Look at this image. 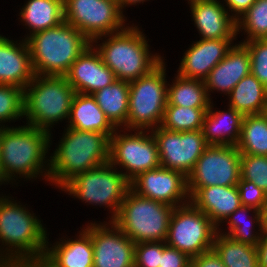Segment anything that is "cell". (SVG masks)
<instances>
[{
  "mask_svg": "<svg viewBox=\"0 0 267 267\" xmlns=\"http://www.w3.org/2000/svg\"><path fill=\"white\" fill-rule=\"evenodd\" d=\"M13 202L6 196L0 197V242L7 246L0 250V267L43 259L47 247V232L41 221Z\"/></svg>",
  "mask_w": 267,
  "mask_h": 267,
  "instance_id": "6da1fadb",
  "label": "cell"
},
{
  "mask_svg": "<svg viewBox=\"0 0 267 267\" xmlns=\"http://www.w3.org/2000/svg\"><path fill=\"white\" fill-rule=\"evenodd\" d=\"M50 139L51 133L29 125L3 127L0 137V184L15 180L12 178L16 177L15 174L32 179L44 170L42 176L47 177L48 181L49 162L44 158L50 148ZM44 163H48L46 169Z\"/></svg>",
  "mask_w": 267,
  "mask_h": 267,
  "instance_id": "7a4b0ae2",
  "label": "cell"
},
{
  "mask_svg": "<svg viewBox=\"0 0 267 267\" xmlns=\"http://www.w3.org/2000/svg\"><path fill=\"white\" fill-rule=\"evenodd\" d=\"M50 158L48 181L61 189L75 175L109 162L110 136L67 127Z\"/></svg>",
  "mask_w": 267,
  "mask_h": 267,
  "instance_id": "3957f363",
  "label": "cell"
},
{
  "mask_svg": "<svg viewBox=\"0 0 267 267\" xmlns=\"http://www.w3.org/2000/svg\"><path fill=\"white\" fill-rule=\"evenodd\" d=\"M25 39L34 73L42 76H65L73 62L91 44L66 21Z\"/></svg>",
  "mask_w": 267,
  "mask_h": 267,
  "instance_id": "277c9868",
  "label": "cell"
},
{
  "mask_svg": "<svg viewBox=\"0 0 267 267\" xmlns=\"http://www.w3.org/2000/svg\"><path fill=\"white\" fill-rule=\"evenodd\" d=\"M137 26L108 34V39L98 44L103 63L114 73L116 80L131 82L148 74L163 59L149 52L148 41ZM152 55V56H151Z\"/></svg>",
  "mask_w": 267,
  "mask_h": 267,
  "instance_id": "5b68a950",
  "label": "cell"
},
{
  "mask_svg": "<svg viewBox=\"0 0 267 267\" xmlns=\"http://www.w3.org/2000/svg\"><path fill=\"white\" fill-rule=\"evenodd\" d=\"M75 94L65 76L35 75L24 88L26 124L50 133L51 125L69 119Z\"/></svg>",
  "mask_w": 267,
  "mask_h": 267,
  "instance_id": "8992f818",
  "label": "cell"
},
{
  "mask_svg": "<svg viewBox=\"0 0 267 267\" xmlns=\"http://www.w3.org/2000/svg\"><path fill=\"white\" fill-rule=\"evenodd\" d=\"M173 209V206L139 196L129 189L113 222L135 244L164 242Z\"/></svg>",
  "mask_w": 267,
  "mask_h": 267,
  "instance_id": "52a82bcc",
  "label": "cell"
},
{
  "mask_svg": "<svg viewBox=\"0 0 267 267\" xmlns=\"http://www.w3.org/2000/svg\"><path fill=\"white\" fill-rule=\"evenodd\" d=\"M165 72L162 60L148 74L129 82L127 131L149 130L161 125L168 92Z\"/></svg>",
  "mask_w": 267,
  "mask_h": 267,
  "instance_id": "ba28073f",
  "label": "cell"
},
{
  "mask_svg": "<svg viewBox=\"0 0 267 267\" xmlns=\"http://www.w3.org/2000/svg\"><path fill=\"white\" fill-rule=\"evenodd\" d=\"M113 168L109 162L105 163L75 175L61 188L85 203L111 208L113 212L110 220L113 221L130 189V182L123 172H117V168Z\"/></svg>",
  "mask_w": 267,
  "mask_h": 267,
  "instance_id": "9c48e42d",
  "label": "cell"
},
{
  "mask_svg": "<svg viewBox=\"0 0 267 267\" xmlns=\"http://www.w3.org/2000/svg\"><path fill=\"white\" fill-rule=\"evenodd\" d=\"M218 228L191 202L174 207L165 243L190 258L212 249Z\"/></svg>",
  "mask_w": 267,
  "mask_h": 267,
  "instance_id": "30bf717a",
  "label": "cell"
},
{
  "mask_svg": "<svg viewBox=\"0 0 267 267\" xmlns=\"http://www.w3.org/2000/svg\"><path fill=\"white\" fill-rule=\"evenodd\" d=\"M122 12L117 0H64V21L92 44L125 28Z\"/></svg>",
  "mask_w": 267,
  "mask_h": 267,
  "instance_id": "8fae6325",
  "label": "cell"
},
{
  "mask_svg": "<svg viewBox=\"0 0 267 267\" xmlns=\"http://www.w3.org/2000/svg\"><path fill=\"white\" fill-rule=\"evenodd\" d=\"M148 132L147 134H145ZM150 130H139L135 134L114 132L110 137V159L113 167L126 170L123 174L131 182L139 174L161 166L155 138ZM127 134V135H126Z\"/></svg>",
  "mask_w": 267,
  "mask_h": 267,
  "instance_id": "7c38bea8",
  "label": "cell"
},
{
  "mask_svg": "<svg viewBox=\"0 0 267 267\" xmlns=\"http://www.w3.org/2000/svg\"><path fill=\"white\" fill-rule=\"evenodd\" d=\"M240 158L236 145H209L187 176V188L237 185Z\"/></svg>",
  "mask_w": 267,
  "mask_h": 267,
  "instance_id": "4fadbf2b",
  "label": "cell"
},
{
  "mask_svg": "<svg viewBox=\"0 0 267 267\" xmlns=\"http://www.w3.org/2000/svg\"><path fill=\"white\" fill-rule=\"evenodd\" d=\"M162 167L182 172L186 177L209 146L202 129L174 132L158 126L152 129Z\"/></svg>",
  "mask_w": 267,
  "mask_h": 267,
  "instance_id": "5bb4252c",
  "label": "cell"
},
{
  "mask_svg": "<svg viewBox=\"0 0 267 267\" xmlns=\"http://www.w3.org/2000/svg\"><path fill=\"white\" fill-rule=\"evenodd\" d=\"M91 223L84 229L91 235L93 267H131L134 265L135 243L113 222Z\"/></svg>",
  "mask_w": 267,
  "mask_h": 267,
  "instance_id": "9a60e30c",
  "label": "cell"
},
{
  "mask_svg": "<svg viewBox=\"0 0 267 267\" xmlns=\"http://www.w3.org/2000/svg\"><path fill=\"white\" fill-rule=\"evenodd\" d=\"M130 189L139 196L173 207L190 202L187 177L182 172L162 166L139 174L130 182Z\"/></svg>",
  "mask_w": 267,
  "mask_h": 267,
  "instance_id": "2e32d148",
  "label": "cell"
},
{
  "mask_svg": "<svg viewBox=\"0 0 267 267\" xmlns=\"http://www.w3.org/2000/svg\"><path fill=\"white\" fill-rule=\"evenodd\" d=\"M94 46L97 45L86 47L65 75L76 93L92 95L116 80L113 71L103 63Z\"/></svg>",
  "mask_w": 267,
  "mask_h": 267,
  "instance_id": "e0dca14e",
  "label": "cell"
},
{
  "mask_svg": "<svg viewBox=\"0 0 267 267\" xmlns=\"http://www.w3.org/2000/svg\"><path fill=\"white\" fill-rule=\"evenodd\" d=\"M233 39H200L186 50L177 71L179 76L204 81L226 56Z\"/></svg>",
  "mask_w": 267,
  "mask_h": 267,
  "instance_id": "ac0fdd59",
  "label": "cell"
},
{
  "mask_svg": "<svg viewBox=\"0 0 267 267\" xmlns=\"http://www.w3.org/2000/svg\"><path fill=\"white\" fill-rule=\"evenodd\" d=\"M249 73H251V61L247 47L242 42L233 45L204 80L209 98V93L213 90L229 95L236 84Z\"/></svg>",
  "mask_w": 267,
  "mask_h": 267,
  "instance_id": "d6986e66",
  "label": "cell"
},
{
  "mask_svg": "<svg viewBox=\"0 0 267 267\" xmlns=\"http://www.w3.org/2000/svg\"><path fill=\"white\" fill-rule=\"evenodd\" d=\"M190 202L219 228L220 223L242 204L237 185L188 188Z\"/></svg>",
  "mask_w": 267,
  "mask_h": 267,
  "instance_id": "ffe728a7",
  "label": "cell"
},
{
  "mask_svg": "<svg viewBox=\"0 0 267 267\" xmlns=\"http://www.w3.org/2000/svg\"><path fill=\"white\" fill-rule=\"evenodd\" d=\"M34 76L26 39L16 44L13 40L0 35V84L24 89Z\"/></svg>",
  "mask_w": 267,
  "mask_h": 267,
  "instance_id": "44dd1931",
  "label": "cell"
},
{
  "mask_svg": "<svg viewBox=\"0 0 267 267\" xmlns=\"http://www.w3.org/2000/svg\"><path fill=\"white\" fill-rule=\"evenodd\" d=\"M193 21L200 39H234L237 22L219 1H201L190 4Z\"/></svg>",
  "mask_w": 267,
  "mask_h": 267,
  "instance_id": "7402d4cb",
  "label": "cell"
},
{
  "mask_svg": "<svg viewBox=\"0 0 267 267\" xmlns=\"http://www.w3.org/2000/svg\"><path fill=\"white\" fill-rule=\"evenodd\" d=\"M60 241L49 248L47 240L43 260L50 267H93L92 239L85 229L74 240Z\"/></svg>",
  "mask_w": 267,
  "mask_h": 267,
  "instance_id": "603a6c76",
  "label": "cell"
},
{
  "mask_svg": "<svg viewBox=\"0 0 267 267\" xmlns=\"http://www.w3.org/2000/svg\"><path fill=\"white\" fill-rule=\"evenodd\" d=\"M210 104L202 126L203 136L208 145H236L244 115L229 106L228 111H213Z\"/></svg>",
  "mask_w": 267,
  "mask_h": 267,
  "instance_id": "cb8c5ba5",
  "label": "cell"
},
{
  "mask_svg": "<svg viewBox=\"0 0 267 267\" xmlns=\"http://www.w3.org/2000/svg\"><path fill=\"white\" fill-rule=\"evenodd\" d=\"M68 127L79 131L99 132L110 137L116 129L90 94L76 93L71 104Z\"/></svg>",
  "mask_w": 267,
  "mask_h": 267,
  "instance_id": "d4e9b609",
  "label": "cell"
},
{
  "mask_svg": "<svg viewBox=\"0 0 267 267\" xmlns=\"http://www.w3.org/2000/svg\"><path fill=\"white\" fill-rule=\"evenodd\" d=\"M228 96L229 106L243 115L267 112V87L252 73L243 77Z\"/></svg>",
  "mask_w": 267,
  "mask_h": 267,
  "instance_id": "484cf974",
  "label": "cell"
},
{
  "mask_svg": "<svg viewBox=\"0 0 267 267\" xmlns=\"http://www.w3.org/2000/svg\"><path fill=\"white\" fill-rule=\"evenodd\" d=\"M106 118L116 128L127 129L129 112V82L115 80L111 85L92 94Z\"/></svg>",
  "mask_w": 267,
  "mask_h": 267,
  "instance_id": "4316f807",
  "label": "cell"
},
{
  "mask_svg": "<svg viewBox=\"0 0 267 267\" xmlns=\"http://www.w3.org/2000/svg\"><path fill=\"white\" fill-rule=\"evenodd\" d=\"M30 36L64 22V0H28L20 12Z\"/></svg>",
  "mask_w": 267,
  "mask_h": 267,
  "instance_id": "83f0119b",
  "label": "cell"
},
{
  "mask_svg": "<svg viewBox=\"0 0 267 267\" xmlns=\"http://www.w3.org/2000/svg\"><path fill=\"white\" fill-rule=\"evenodd\" d=\"M212 249L226 267H259L257 247L217 231Z\"/></svg>",
  "mask_w": 267,
  "mask_h": 267,
  "instance_id": "f1b7e54d",
  "label": "cell"
},
{
  "mask_svg": "<svg viewBox=\"0 0 267 267\" xmlns=\"http://www.w3.org/2000/svg\"><path fill=\"white\" fill-rule=\"evenodd\" d=\"M174 81L172 85L168 83L167 105L209 108L212 104L204 81L185 78L178 74Z\"/></svg>",
  "mask_w": 267,
  "mask_h": 267,
  "instance_id": "f546056e",
  "label": "cell"
},
{
  "mask_svg": "<svg viewBox=\"0 0 267 267\" xmlns=\"http://www.w3.org/2000/svg\"><path fill=\"white\" fill-rule=\"evenodd\" d=\"M236 147L241 154L267 156V112L244 115Z\"/></svg>",
  "mask_w": 267,
  "mask_h": 267,
  "instance_id": "4dcf8cb0",
  "label": "cell"
},
{
  "mask_svg": "<svg viewBox=\"0 0 267 267\" xmlns=\"http://www.w3.org/2000/svg\"><path fill=\"white\" fill-rule=\"evenodd\" d=\"M208 109L166 105L160 127L174 132L200 130Z\"/></svg>",
  "mask_w": 267,
  "mask_h": 267,
  "instance_id": "1f68e13d",
  "label": "cell"
},
{
  "mask_svg": "<svg viewBox=\"0 0 267 267\" xmlns=\"http://www.w3.org/2000/svg\"><path fill=\"white\" fill-rule=\"evenodd\" d=\"M251 210L253 211L255 215V216L253 215L254 219L252 218L250 219L251 224L249 223L250 221L248 220L246 222H243L242 224L241 219L244 218V215H246L248 211H251ZM225 220L226 221L229 220L227 221V223L229 224L228 226L229 230H228V233L225 232V235L230 236L232 239L240 243L249 244L255 247L258 246V244L260 243L261 237H262V212L261 211H258L253 207L241 205L232 214H230ZM254 223L259 226L260 229L258 231H260L261 233L258 234L257 232L256 235L254 234V231L252 233L251 228L254 229L253 228V226H255Z\"/></svg>",
  "mask_w": 267,
  "mask_h": 267,
  "instance_id": "d6a6232c",
  "label": "cell"
},
{
  "mask_svg": "<svg viewBox=\"0 0 267 267\" xmlns=\"http://www.w3.org/2000/svg\"><path fill=\"white\" fill-rule=\"evenodd\" d=\"M236 22L237 34L247 32L244 41L267 39V0H256Z\"/></svg>",
  "mask_w": 267,
  "mask_h": 267,
  "instance_id": "836d02e7",
  "label": "cell"
},
{
  "mask_svg": "<svg viewBox=\"0 0 267 267\" xmlns=\"http://www.w3.org/2000/svg\"><path fill=\"white\" fill-rule=\"evenodd\" d=\"M23 116L24 89L0 84V123L15 121Z\"/></svg>",
  "mask_w": 267,
  "mask_h": 267,
  "instance_id": "e575fe53",
  "label": "cell"
},
{
  "mask_svg": "<svg viewBox=\"0 0 267 267\" xmlns=\"http://www.w3.org/2000/svg\"><path fill=\"white\" fill-rule=\"evenodd\" d=\"M241 179L254 182L267 193V156L241 154Z\"/></svg>",
  "mask_w": 267,
  "mask_h": 267,
  "instance_id": "d590c367",
  "label": "cell"
},
{
  "mask_svg": "<svg viewBox=\"0 0 267 267\" xmlns=\"http://www.w3.org/2000/svg\"><path fill=\"white\" fill-rule=\"evenodd\" d=\"M248 49L251 73L267 87V39L242 42Z\"/></svg>",
  "mask_w": 267,
  "mask_h": 267,
  "instance_id": "8d00e7d4",
  "label": "cell"
},
{
  "mask_svg": "<svg viewBox=\"0 0 267 267\" xmlns=\"http://www.w3.org/2000/svg\"><path fill=\"white\" fill-rule=\"evenodd\" d=\"M164 242H139L135 244L134 264L137 267H160Z\"/></svg>",
  "mask_w": 267,
  "mask_h": 267,
  "instance_id": "74e56055",
  "label": "cell"
},
{
  "mask_svg": "<svg viewBox=\"0 0 267 267\" xmlns=\"http://www.w3.org/2000/svg\"><path fill=\"white\" fill-rule=\"evenodd\" d=\"M237 188L243 206L253 207L258 211H262L267 205V193L254 182L240 178Z\"/></svg>",
  "mask_w": 267,
  "mask_h": 267,
  "instance_id": "f35d334b",
  "label": "cell"
},
{
  "mask_svg": "<svg viewBox=\"0 0 267 267\" xmlns=\"http://www.w3.org/2000/svg\"><path fill=\"white\" fill-rule=\"evenodd\" d=\"M160 267H191V258L166 244L161 252Z\"/></svg>",
  "mask_w": 267,
  "mask_h": 267,
  "instance_id": "ab89813d",
  "label": "cell"
},
{
  "mask_svg": "<svg viewBox=\"0 0 267 267\" xmlns=\"http://www.w3.org/2000/svg\"><path fill=\"white\" fill-rule=\"evenodd\" d=\"M191 267H226L216 252L211 249L191 258Z\"/></svg>",
  "mask_w": 267,
  "mask_h": 267,
  "instance_id": "60d3db41",
  "label": "cell"
},
{
  "mask_svg": "<svg viewBox=\"0 0 267 267\" xmlns=\"http://www.w3.org/2000/svg\"><path fill=\"white\" fill-rule=\"evenodd\" d=\"M226 6L229 7L234 16L233 18L237 21L256 0H224ZM237 16V17H236Z\"/></svg>",
  "mask_w": 267,
  "mask_h": 267,
  "instance_id": "b9f144b4",
  "label": "cell"
},
{
  "mask_svg": "<svg viewBox=\"0 0 267 267\" xmlns=\"http://www.w3.org/2000/svg\"><path fill=\"white\" fill-rule=\"evenodd\" d=\"M259 267H267V232H262L260 243L257 246Z\"/></svg>",
  "mask_w": 267,
  "mask_h": 267,
  "instance_id": "7bdbcfd3",
  "label": "cell"
},
{
  "mask_svg": "<svg viewBox=\"0 0 267 267\" xmlns=\"http://www.w3.org/2000/svg\"><path fill=\"white\" fill-rule=\"evenodd\" d=\"M7 267H50V266L43 259H38L27 262H17Z\"/></svg>",
  "mask_w": 267,
  "mask_h": 267,
  "instance_id": "ee69618b",
  "label": "cell"
},
{
  "mask_svg": "<svg viewBox=\"0 0 267 267\" xmlns=\"http://www.w3.org/2000/svg\"><path fill=\"white\" fill-rule=\"evenodd\" d=\"M145 0H117L118 6L120 8V10L122 11V9L127 6V5H136V3H143ZM147 1V0H146Z\"/></svg>",
  "mask_w": 267,
  "mask_h": 267,
  "instance_id": "f6af8a7d",
  "label": "cell"
},
{
  "mask_svg": "<svg viewBox=\"0 0 267 267\" xmlns=\"http://www.w3.org/2000/svg\"><path fill=\"white\" fill-rule=\"evenodd\" d=\"M262 212V232H267V205Z\"/></svg>",
  "mask_w": 267,
  "mask_h": 267,
  "instance_id": "bcb514c9",
  "label": "cell"
},
{
  "mask_svg": "<svg viewBox=\"0 0 267 267\" xmlns=\"http://www.w3.org/2000/svg\"><path fill=\"white\" fill-rule=\"evenodd\" d=\"M189 1H188V3L192 4V3H195V2H201V1H217V0H189Z\"/></svg>",
  "mask_w": 267,
  "mask_h": 267,
  "instance_id": "7dc6e473",
  "label": "cell"
},
{
  "mask_svg": "<svg viewBox=\"0 0 267 267\" xmlns=\"http://www.w3.org/2000/svg\"><path fill=\"white\" fill-rule=\"evenodd\" d=\"M4 126L5 125H3V126L0 127V137H1L2 129H3ZM0 157H1V150H0Z\"/></svg>",
  "mask_w": 267,
  "mask_h": 267,
  "instance_id": "c3c4849f",
  "label": "cell"
}]
</instances>
